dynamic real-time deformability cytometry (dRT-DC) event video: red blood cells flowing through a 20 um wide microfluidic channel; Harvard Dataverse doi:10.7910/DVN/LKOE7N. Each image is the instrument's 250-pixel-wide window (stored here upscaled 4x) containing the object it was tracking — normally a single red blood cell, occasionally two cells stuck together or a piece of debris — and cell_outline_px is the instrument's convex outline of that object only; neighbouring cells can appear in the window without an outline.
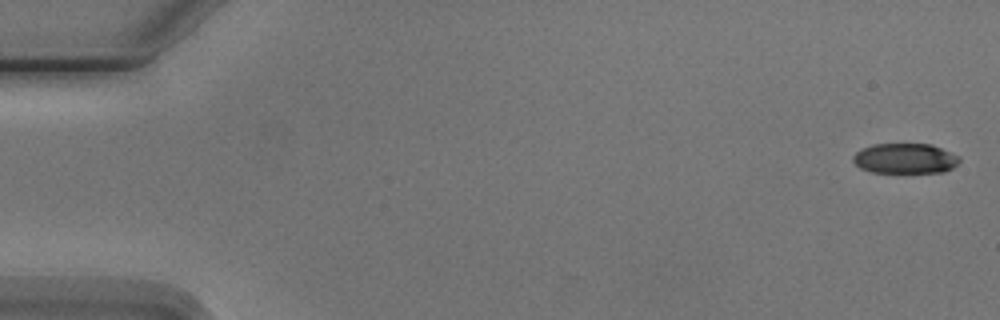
{"species": "Egyptian fruit bat (a non-hibernating species)", "species_latin": "Rousettus aegyptiacus", "temperature_condition": "cold", "stored_images_in_passage": 6, "camera_frame_rate_fps": 3000, "um_per_image_px": 0.085, "animal": {"sex": "male"}, "frame": {"image": 1, "passage_image": 1, "time_ms": 0.0, "image_size_px": [1000, 320], "cell_outline_px": [[960, 160], [952, 168], [944, 172], [872, 172], [860, 168], [852, 160], [852, 156], [856, 152], [872, 144], [932, 144], [960, 156]], "centroid_in_image_um": [76.94, 13.46], "position_along_channel_um": 8.1, "area_um2": 18.67}}
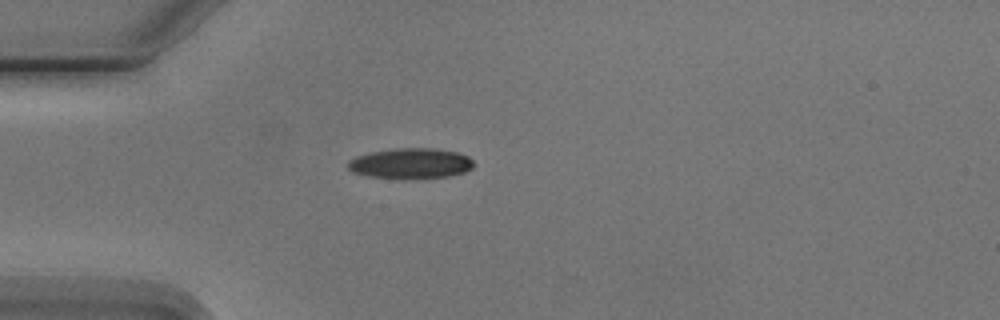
{"frame": {"image": 2, "passage_image": 4, "time_ms": 4.667, "image_size_px": [1000, 320], "cell_outline_px": [[472, 168], [464, 172], [448, 176], [368, 176], [352, 172], [348, 168], [348, 160], [356, 156], [372, 152], [396, 148], [436, 148], [456, 152], [468, 156], [472, 160]], "centroid_in_image_um": [34.9, 13.84], "position_along_channel_um": 50.1, "area_um2": 21.39}}
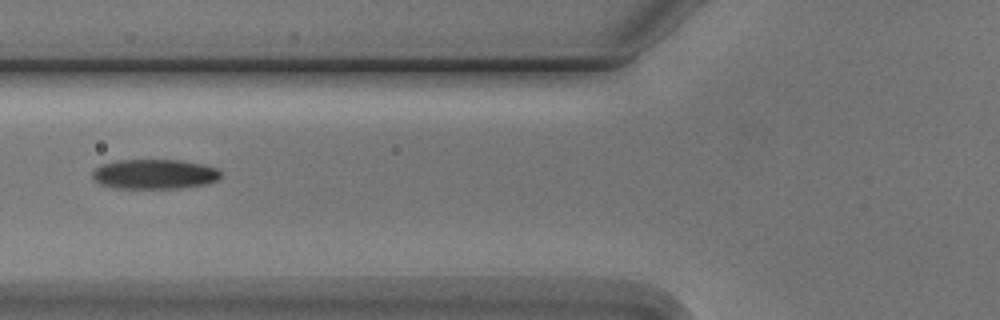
{"frame": {"image": 3, "passage_image": 6, "time_ms": 6.667, "image_size_px": [1000, 320], "cell_outline_px": [[220, 176], [216, 180], [204, 184], [180, 188], [116, 188], [100, 184], [92, 176], [92, 172], [100, 164], [116, 160], [180, 160], [204, 164], [216, 168], [220, 172]], "centroid_in_image_um": [13.1, 14.79], "position_along_channel_um": 112.7, "area_um2": 22.2}}